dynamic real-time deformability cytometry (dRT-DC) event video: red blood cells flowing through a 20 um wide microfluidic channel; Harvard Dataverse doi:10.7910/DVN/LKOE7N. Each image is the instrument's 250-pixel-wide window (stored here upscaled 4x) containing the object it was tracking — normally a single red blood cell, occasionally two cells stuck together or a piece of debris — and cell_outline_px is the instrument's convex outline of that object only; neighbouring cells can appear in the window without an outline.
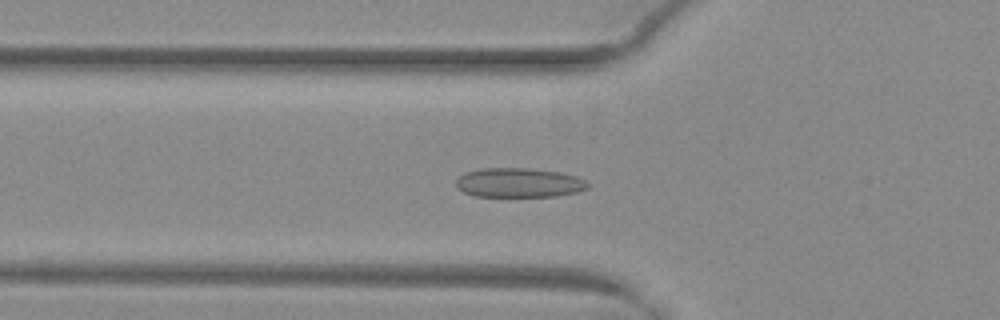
{"species": "common noctule bat (a hibernating species)", "species_latin": "Nyctalus noctula", "temperature_condition": "warm", "stored_images_in_passage": 51, "camera_frame_rate_fps": 3000, "um_per_image_px": 0.085, "animal": {"sex": "female", "body_mass_g": 29.2, "forearm_length_mm": 56.3}, "frame": {"image": 1, "passage_image": 18, "time_ms": 5.667, "image_size_px": [1000, 320], "cell_outline_px": [[588, 188], [576, 192], [556, 196], [476, 196], [464, 192], [456, 188], [456, 180], [464, 172], [480, 168], [528, 168], [560, 172], [576, 176], [584, 180], [588, 184]], "centroid_in_image_um": [44.08, 15.52], "position_along_channel_um": 81.7, "area_um2": 22.54}}
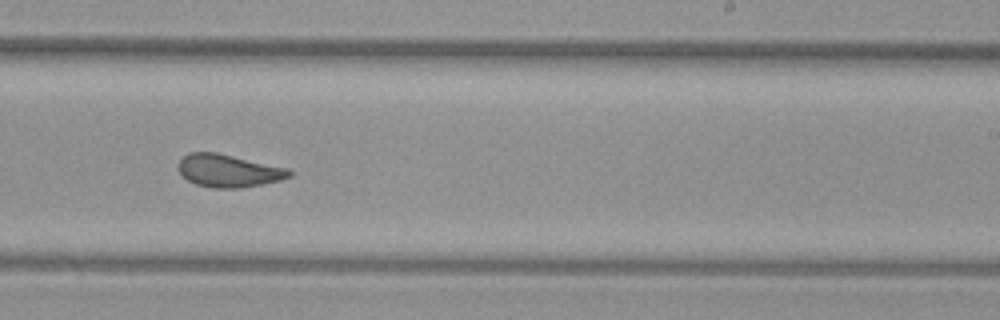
{"frame": {"image": 2, "passage_image": 32, "time_ms": 10.333, "image_size_px": [1000, 320], "cell_outline_px": [[292, 176], [280, 180], [240, 188], [212, 188], [196, 184], [188, 180], [176, 168], [176, 164], [188, 152], [216, 152], [288, 168], [292, 172]], "centroid_in_image_um": [19.4, 14.51], "position_along_channel_um": 269.6, "area_um2": 21.15}}
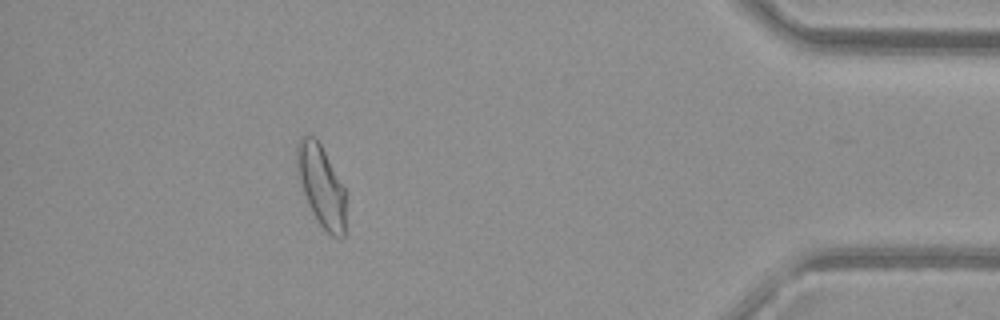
{"frame": {"image": 3, "passage_image": 46, "time_ms": 15.0, "image_size_px": [1000, 320], "cell_outline_px": [[344, 236], [340, 240], [332, 236], [316, 220], [300, 188], [296, 168], [296, 144], [300, 136], [308, 132], [320, 144], [344, 188]], "centroid_in_image_um": [27.24, 15.76], "position_along_channel_um": 408.0, "area_um2": 23.18}, "authors_computed_cell_mechanics": {"area_um2": 22.6576, "velocity_mm_per_s": 4.0278, "shape_relaxation_time_tau1_ms": 11.0776, "shape_relaxation_time_tau2_ms": 1.2667, "deformation_change_tau1": 0.218, "deformation_change_tau2": 0.0681}}